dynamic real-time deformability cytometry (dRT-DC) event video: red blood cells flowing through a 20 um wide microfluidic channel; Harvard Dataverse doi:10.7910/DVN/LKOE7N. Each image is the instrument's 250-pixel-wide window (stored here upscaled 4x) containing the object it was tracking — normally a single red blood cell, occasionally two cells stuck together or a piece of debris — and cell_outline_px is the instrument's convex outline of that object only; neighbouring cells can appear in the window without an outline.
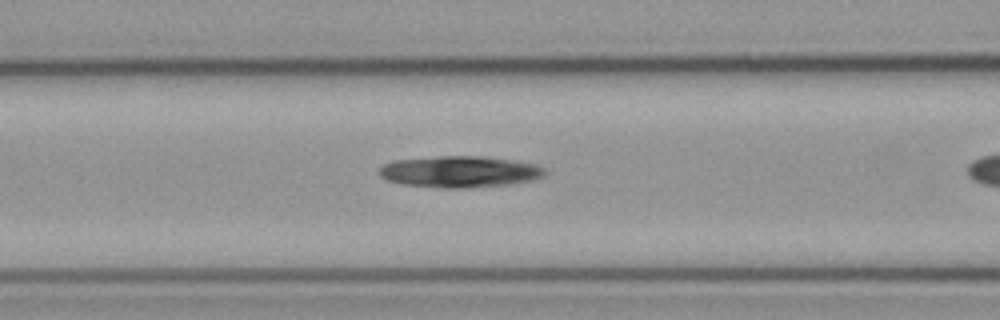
{"species": "common noctule bat (a hibernating species)", "species_latin": "Nyctalus noctula", "temperature_condition": "cold", "stored_images_in_passage": 11, "camera_frame_rate_fps": 3000, "um_per_image_px": 0.085, "animal": {"sex": "male", "body_mass_g": 23.1, "forearm_length_mm": 52.7}, "frame": {"image": 1, "passage_image": 10, "time_ms": 3.0, "image_size_px": [1000, 320], "cell_outline_px": [[548, 172], [540, 176], [528, 180], [504, 184], [460, 188], [444, 188], [404, 184], [388, 180], [380, 176], [380, 168], [384, 164], [392, 160], [440, 156], [484, 156], [512, 160], [532, 164], [544, 168]], "centroid_in_image_um": [39.01, 14.58], "position_along_channel_um": 127.6, "area_um2": 29.77}}